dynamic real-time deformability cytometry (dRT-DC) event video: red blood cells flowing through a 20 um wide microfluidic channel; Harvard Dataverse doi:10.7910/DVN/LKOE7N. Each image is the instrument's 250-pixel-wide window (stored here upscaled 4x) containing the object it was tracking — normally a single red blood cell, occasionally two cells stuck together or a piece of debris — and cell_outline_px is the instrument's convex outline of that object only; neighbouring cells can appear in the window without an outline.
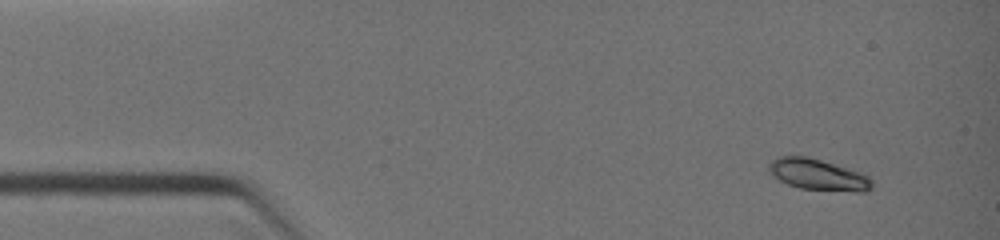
{"species": "common noctule bat (a hibernating species)", "species_latin": "Nyctalus noctula", "temperature_condition": "warm", "stored_images_in_passage": 20, "camera_frame_rate_fps": 3000, "um_per_image_px": 0.085, "animal": {"sex": "female", "body_mass_g": 19.0, "forearm_length_mm": 51.5}, "frame": {"image": 1, "passage_image": 4, "time_ms": 1.0, "image_size_px": [1000, 240], "cell_outline_px": [[872, 188], [864, 192], [856, 192], [800, 188], [788, 184], [780, 180], [768, 172], [768, 164], [776, 156], [808, 156], [868, 176], [872, 180]], "centroid_in_image_um": [69.48, 14.85], "position_along_channel_um": 15.5, "area_um2": 18.44}}
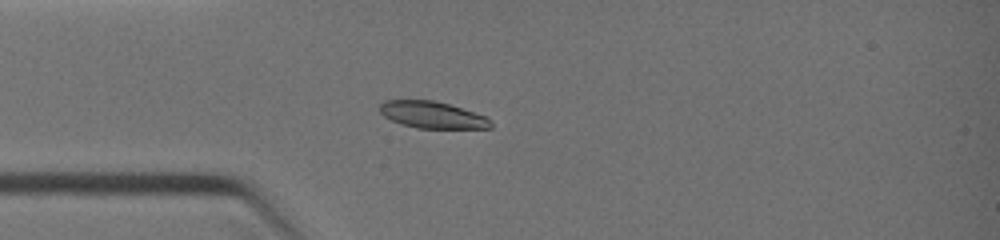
{"frame": {"image": 2, "passage_image": 13, "time_ms": 3.333, "image_size_px": [1000, 240], "cell_outline_px": [[492, 128], [416, 128], [392, 120], [384, 116], [380, 112], [380, 104], [384, 100], [432, 100], [448, 104], [484, 116], [492, 120]], "centroid_in_image_um": [36.73, 9.76], "position_along_channel_um": 48.3, "area_um2": 17.05}}
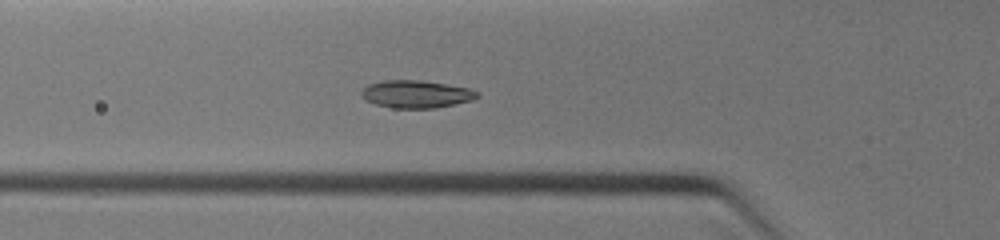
{"frame": {"image": 3, "passage_image": 17, "time_ms": 4.333, "image_size_px": [1000, 240], "cell_outline_px": [[480, 96], [472, 100], [436, 108], [392, 108], [376, 104], [360, 96], [360, 92], [368, 84], [380, 80], [420, 80], [472, 88], [480, 92]], "centroid_in_image_um": [35.4, 7.99], "position_along_channel_um": 90.4, "area_um2": 18.79}}